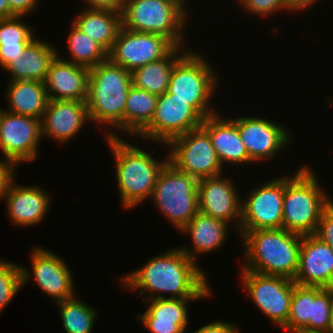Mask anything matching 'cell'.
I'll return each instance as SVG.
<instances>
[{"label":"cell","instance_id":"1","mask_svg":"<svg viewBox=\"0 0 333 333\" xmlns=\"http://www.w3.org/2000/svg\"><path fill=\"white\" fill-rule=\"evenodd\" d=\"M121 278L122 288L139 290L141 296L147 294V298L143 296L146 300L206 298L212 293L205 272L179 247L153 256L141 268ZM162 293L171 296L164 297Z\"/></svg>","mask_w":333,"mask_h":333},{"label":"cell","instance_id":"2","mask_svg":"<svg viewBox=\"0 0 333 333\" xmlns=\"http://www.w3.org/2000/svg\"><path fill=\"white\" fill-rule=\"evenodd\" d=\"M244 242L243 270L279 275L294 280L299 265L302 235L285 229H261L240 233Z\"/></svg>","mask_w":333,"mask_h":333},{"label":"cell","instance_id":"3","mask_svg":"<svg viewBox=\"0 0 333 333\" xmlns=\"http://www.w3.org/2000/svg\"><path fill=\"white\" fill-rule=\"evenodd\" d=\"M111 132H106L105 138L115 158L121 203L124 208H133L147 198L151 199L158 175L169 161V156L163 161L155 160L144 149Z\"/></svg>","mask_w":333,"mask_h":333},{"label":"cell","instance_id":"4","mask_svg":"<svg viewBox=\"0 0 333 333\" xmlns=\"http://www.w3.org/2000/svg\"><path fill=\"white\" fill-rule=\"evenodd\" d=\"M131 86V72L109 58L90 68L86 99L90 121L111 124L123 133L125 103Z\"/></svg>","mask_w":333,"mask_h":333},{"label":"cell","instance_id":"5","mask_svg":"<svg viewBox=\"0 0 333 333\" xmlns=\"http://www.w3.org/2000/svg\"><path fill=\"white\" fill-rule=\"evenodd\" d=\"M309 166L285 175L282 228L299 235L314 234L322 212L332 203Z\"/></svg>","mask_w":333,"mask_h":333},{"label":"cell","instance_id":"6","mask_svg":"<svg viewBox=\"0 0 333 333\" xmlns=\"http://www.w3.org/2000/svg\"><path fill=\"white\" fill-rule=\"evenodd\" d=\"M184 0H125L122 27L164 36L183 47L187 7Z\"/></svg>","mask_w":333,"mask_h":333},{"label":"cell","instance_id":"7","mask_svg":"<svg viewBox=\"0 0 333 333\" xmlns=\"http://www.w3.org/2000/svg\"><path fill=\"white\" fill-rule=\"evenodd\" d=\"M204 57L201 53L187 50L175 62L167 92L174 95V98L188 101L190 106L206 118L217 113L209 101L219 79L217 73H214L213 65Z\"/></svg>","mask_w":333,"mask_h":333},{"label":"cell","instance_id":"8","mask_svg":"<svg viewBox=\"0 0 333 333\" xmlns=\"http://www.w3.org/2000/svg\"><path fill=\"white\" fill-rule=\"evenodd\" d=\"M151 198L158 210L181 231L199 212L198 180L168 161L158 175Z\"/></svg>","mask_w":333,"mask_h":333},{"label":"cell","instance_id":"9","mask_svg":"<svg viewBox=\"0 0 333 333\" xmlns=\"http://www.w3.org/2000/svg\"><path fill=\"white\" fill-rule=\"evenodd\" d=\"M169 162L197 180L224 173L208 133L200 126L172 139Z\"/></svg>","mask_w":333,"mask_h":333},{"label":"cell","instance_id":"10","mask_svg":"<svg viewBox=\"0 0 333 333\" xmlns=\"http://www.w3.org/2000/svg\"><path fill=\"white\" fill-rule=\"evenodd\" d=\"M241 282L252 302L269 318L271 323L281 329L286 325L293 287L292 279L279 275H266L241 269Z\"/></svg>","mask_w":333,"mask_h":333},{"label":"cell","instance_id":"11","mask_svg":"<svg viewBox=\"0 0 333 333\" xmlns=\"http://www.w3.org/2000/svg\"><path fill=\"white\" fill-rule=\"evenodd\" d=\"M285 176L253 188L241 201L239 233L261 229H282Z\"/></svg>","mask_w":333,"mask_h":333},{"label":"cell","instance_id":"12","mask_svg":"<svg viewBox=\"0 0 333 333\" xmlns=\"http://www.w3.org/2000/svg\"><path fill=\"white\" fill-rule=\"evenodd\" d=\"M203 120L188 101L165 92L157 98L152 121L137 136L167 145L175 137L199 128Z\"/></svg>","mask_w":333,"mask_h":333},{"label":"cell","instance_id":"13","mask_svg":"<svg viewBox=\"0 0 333 333\" xmlns=\"http://www.w3.org/2000/svg\"><path fill=\"white\" fill-rule=\"evenodd\" d=\"M40 120L0 108V149L5 159L17 165L38 157L41 141Z\"/></svg>","mask_w":333,"mask_h":333},{"label":"cell","instance_id":"14","mask_svg":"<svg viewBox=\"0 0 333 333\" xmlns=\"http://www.w3.org/2000/svg\"><path fill=\"white\" fill-rule=\"evenodd\" d=\"M175 46L164 36L121 27L108 58L132 72L165 57Z\"/></svg>","mask_w":333,"mask_h":333},{"label":"cell","instance_id":"15","mask_svg":"<svg viewBox=\"0 0 333 333\" xmlns=\"http://www.w3.org/2000/svg\"><path fill=\"white\" fill-rule=\"evenodd\" d=\"M31 264V271L21 266L22 286L33 276L37 287L51 296L54 303L74 297L73 275L58 254L35 246L31 253Z\"/></svg>","mask_w":333,"mask_h":333},{"label":"cell","instance_id":"16","mask_svg":"<svg viewBox=\"0 0 333 333\" xmlns=\"http://www.w3.org/2000/svg\"><path fill=\"white\" fill-rule=\"evenodd\" d=\"M231 120L237 125L252 162L258 163L276 157L292 138L284 125L257 116H242Z\"/></svg>","mask_w":333,"mask_h":333},{"label":"cell","instance_id":"17","mask_svg":"<svg viewBox=\"0 0 333 333\" xmlns=\"http://www.w3.org/2000/svg\"><path fill=\"white\" fill-rule=\"evenodd\" d=\"M233 184L230 178H224L222 174L198 180V208L201 213L224 221L229 226L234 222L239 231L241 198Z\"/></svg>","mask_w":333,"mask_h":333},{"label":"cell","instance_id":"18","mask_svg":"<svg viewBox=\"0 0 333 333\" xmlns=\"http://www.w3.org/2000/svg\"><path fill=\"white\" fill-rule=\"evenodd\" d=\"M293 281L302 286L333 288V250L314 234L302 236Z\"/></svg>","mask_w":333,"mask_h":333},{"label":"cell","instance_id":"19","mask_svg":"<svg viewBox=\"0 0 333 333\" xmlns=\"http://www.w3.org/2000/svg\"><path fill=\"white\" fill-rule=\"evenodd\" d=\"M89 121L86 101L49 100L40 120L41 137L67 143Z\"/></svg>","mask_w":333,"mask_h":333},{"label":"cell","instance_id":"20","mask_svg":"<svg viewBox=\"0 0 333 333\" xmlns=\"http://www.w3.org/2000/svg\"><path fill=\"white\" fill-rule=\"evenodd\" d=\"M89 68L63 60L57 55L50 63L44 85L49 100L86 101Z\"/></svg>","mask_w":333,"mask_h":333},{"label":"cell","instance_id":"21","mask_svg":"<svg viewBox=\"0 0 333 333\" xmlns=\"http://www.w3.org/2000/svg\"><path fill=\"white\" fill-rule=\"evenodd\" d=\"M15 178L10 182L6 194V209L14 224L22 226L36 225L49 211L50 196L38 186H17Z\"/></svg>","mask_w":333,"mask_h":333},{"label":"cell","instance_id":"22","mask_svg":"<svg viewBox=\"0 0 333 333\" xmlns=\"http://www.w3.org/2000/svg\"><path fill=\"white\" fill-rule=\"evenodd\" d=\"M203 298H156L145 300L149 308L136 315L150 333H184L188 324L189 302ZM151 302V303H149Z\"/></svg>","mask_w":333,"mask_h":333},{"label":"cell","instance_id":"23","mask_svg":"<svg viewBox=\"0 0 333 333\" xmlns=\"http://www.w3.org/2000/svg\"><path fill=\"white\" fill-rule=\"evenodd\" d=\"M220 115L216 113L204 118L201 127L208 133L221 165L226 162L235 165L252 163L237 125L231 118L225 119Z\"/></svg>","mask_w":333,"mask_h":333},{"label":"cell","instance_id":"24","mask_svg":"<svg viewBox=\"0 0 333 333\" xmlns=\"http://www.w3.org/2000/svg\"><path fill=\"white\" fill-rule=\"evenodd\" d=\"M229 224L207 216L200 211L181 230L190 235L192 249L185 246L179 247L191 260L198 263L197 255L207 254L215 249H220L227 239ZM207 252V253H206Z\"/></svg>","mask_w":333,"mask_h":333},{"label":"cell","instance_id":"25","mask_svg":"<svg viewBox=\"0 0 333 333\" xmlns=\"http://www.w3.org/2000/svg\"><path fill=\"white\" fill-rule=\"evenodd\" d=\"M52 44L34 38L26 47L25 58L11 60L3 69L10 81L33 80L44 82L50 63L57 55Z\"/></svg>","mask_w":333,"mask_h":333},{"label":"cell","instance_id":"26","mask_svg":"<svg viewBox=\"0 0 333 333\" xmlns=\"http://www.w3.org/2000/svg\"><path fill=\"white\" fill-rule=\"evenodd\" d=\"M6 93L8 109L4 110L41 120L49 101L44 82L33 80L9 81Z\"/></svg>","mask_w":333,"mask_h":333},{"label":"cell","instance_id":"27","mask_svg":"<svg viewBox=\"0 0 333 333\" xmlns=\"http://www.w3.org/2000/svg\"><path fill=\"white\" fill-rule=\"evenodd\" d=\"M72 24L101 45L108 53L112 50L122 27L121 13L110 10L86 9L78 13Z\"/></svg>","mask_w":333,"mask_h":333},{"label":"cell","instance_id":"28","mask_svg":"<svg viewBox=\"0 0 333 333\" xmlns=\"http://www.w3.org/2000/svg\"><path fill=\"white\" fill-rule=\"evenodd\" d=\"M186 49L184 51L183 47H174L160 60L134 69L131 72L132 85L156 96L164 94L168 90L175 62L187 51Z\"/></svg>","mask_w":333,"mask_h":333},{"label":"cell","instance_id":"29","mask_svg":"<svg viewBox=\"0 0 333 333\" xmlns=\"http://www.w3.org/2000/svg\"><path fill=\"white\" fill-rule=\"evenodd\" d=\"M23 16L0 19V67L25 58L27 45L35 38L33 29L22 22Z\"/></svg>","mask_w":333,"mask_h":333},{"label":"cell","instance_id":"30","mask_svg":"<svg viewBox=\"0 0 333 333\" xmlns=\"http://www.w3.org/2000/svg\"><path fill=\"white\" fill-rule=\"evenodd\" d=\"M157 98L146 90L131 86L125 103L124 134L137 136L152 121Z\"/></svg>","mask_w":333,"mask_h":333},{"label":"cell","instance_id":"31","mask_svg":"<svg viewBox=\"0 0 333 333\" xmlns=\"http://www.w3.org/2000/svg\"><path fill=\"white\" fill-rule=\"evenodd\" d=\"M71 32L68 34V48L71 59L66 60L73 64L81 65L87 68L96 65L108 59V52L87 34L81 32L76 26L71 24Z\"/></svg>","mask_w":333,"mask_h":333},{"label":"cell","instance_id":"32","mask_svg":"<svg viewBox=\"0 0 333 333\" xmlns=\"http://www.w3.org/2000/svg\"><path fill=\"white\" fill-rule=\"evenodd\" d=\"M60 309L62 325L66 333H92L97 317L96 308L74 297L56 302Z\"/></svg>","mask_w":333,"mask_h":333},{"label":"cell","instance_id":"33","mask_svg":"<svg viewBox=\"0 0 333 333\" xmlns=\"http://www.w3.org/2000/svg\"><path fill=\"white\" fill-rule=\"evenodd\" d=\"M321 287L295 284L291 300L290 313L284 331L300 333L312 318L313 299L322 290Z\"/></svg>","mask_w":333,"mask_h":333},{"label":"cell","instance_id":"34","mask_svg":"<svg viewBox=\"0 0 333 333\" xmlns=\"http://www.w3.org/2000/svg\"><path fill=\"white\" fill-rule=\"evenodd\" d=\"M332 308V288H323L313 299L312 318L300 333H327Z\"/></svg>","mask_w":333,"mask_h":333},{"label":"cell","instance_id":"35","mask_svg":"<svg viewBox=\"0 0 333 333\" xmlns=\"http://www.w3.org/2000/svg\"><path fill=\"white\" fill-rule=\"evenodd\" d=\"M22 286L21 265L0 259V313Z\"/></svg>","mask_w":333,"mask_h":333},{"label":"cell","instance_id":"36","mask_svg":"<svg viewBox=\"0 0 333 333\" xmlns=\"http://www.w3.org/2000/svg\"><path fill=\"white\" fill-rule=\"evenodd\" d=\"M239 5H243V10L256 16H269L277 11L287 9L285 0H238Z\"/></svg>","mask_w":333,"mask_h":333},{"label":"cell","instance_id":"37","mask_svg":"<svg viewBox=\"0 0 333 333\" xmlns=\"http://www.w3.org/2000/svg\"><path fill=\"white\" fill-rule=\"evenodd\" d=\"M314 235L328 244L333 250V201L322 212Z\"/></svg>","mask_w":333,"mask_h":333},{"label":"cell","instance_id":"38","mask_svg":"<svg viewBox=\"0 0 333 333\" xmlns=\"http://www.w3.org/2000/svg\"><path fill=\"white\" fill-rule=\"evenodd\" d=\"M15 167L13 163L5 159L0 160V200L5 196L10 182L16 178Z\"/></svg>","mask_w":333,"mask_h":333},{"label":"cell","instance_id":"39","mask_svg":"<svg viewBox=\"0 0 333 333\" xmlns=\"http://www.w3.org/2000/svg\"><path fill=\"white\" fill-rule=\"evenodd\" d=\"M239 330L238 325L231 322L214 321L198 328L193 333H240Z\"/></svg>","mask_w":333,"mask_h":333},{"label":"cell","instance_id":"40","mask_svg":"<svg viewBox=\"0 0 333 333\" xmlns=\"http://www.w3.org/2000/svg\"><path fill=\"white\" fill-rule=\"evenodd\" d=\"M88 9L110 10L122 13L125 0H84Z\"/></svg>","mask_w":333,"mask_h":333},{"label":"cell","instance_id":"41","mask_svg":"<svg viewBox=\"0 0 333 333\" xmlns=\"http://www.w3.org/2000/svg\"><path fill=\"white\" fill-rule=\"evenodd\" d=\"M38 1L39 0H9V6L15 16L24 17L35 10Z\"/></svg>","mask_w":333,"mask_h":333},{"label":"cell","instance_id":"42","mask_svg":"<svg viewBox=\"0 0 333 333\" xmlns=\"http://www.w3.org/2000/svg\"><path fill=\"white\" fill-rule=\"evenodd\" d=\"M318 0H285L287 9L289 11H302L310 6H312L314 3H316Z\"/></svg>","mask_w":333,"mask_h":333},{"label":"cell","instance_id":"43","mask_svg":"<svg viewBox=\"0 0 333 333\" xmlns=\"http://www.w3.org/2000/svg\"><path fill=\"white\" fill-rule=\"evenodd\" d=\"M11 17L15 15L11 12L9 0H0V19Z\"/></svg>","mask_w":333,"mask_h":333},{"label":"cell","instance_id":"44","mask_svg":"<svg viewBox=\"0 0 333 333\" xmlns=\"http://www.w3.org/2000/svg\"><path fill=\"white\" fill-rule=\"evenodd\" d=\"M327 333H333V288H332V308Z\"/></svg>","mask_w":333,"mask_h":333}]
</instances>
